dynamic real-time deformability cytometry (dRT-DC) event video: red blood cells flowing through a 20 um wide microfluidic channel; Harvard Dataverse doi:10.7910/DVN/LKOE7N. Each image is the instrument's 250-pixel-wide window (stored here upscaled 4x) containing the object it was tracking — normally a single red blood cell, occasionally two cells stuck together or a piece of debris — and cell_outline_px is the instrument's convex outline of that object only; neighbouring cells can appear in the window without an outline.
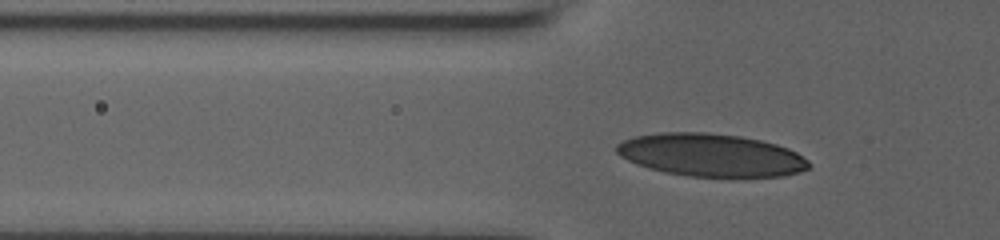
{"species": "human", "species_latin": "Homo sapiens", "temperature_condition": "room temperature", "stored_images_in_passage": 35, "camera_frame_rate_fps": 3000, "um_per_image_px": 0.085, "donor": {"sex": "male"}, "frame": {"image": 1, "passage_image": 6, "time_ms": 1.667, "image_size_px": [1000, 240], "cell_outline_px": [[812, 164], [808, 168], [800, 172], [780, 176], [740, 180], [688, 176], [664, 172], [648, 168], [636, 164], [620, 156], [616, 152], [616, 144], [632, 136], [660, 132], [708, 132], [740, 136], [760, 140], [776, 144], [788, 148], [796, 152], [808, 160]], "centroid_in_image_um": [60.46, 13.22], "position_along_channel_um": 65.3, "area_um2": 49.3}}
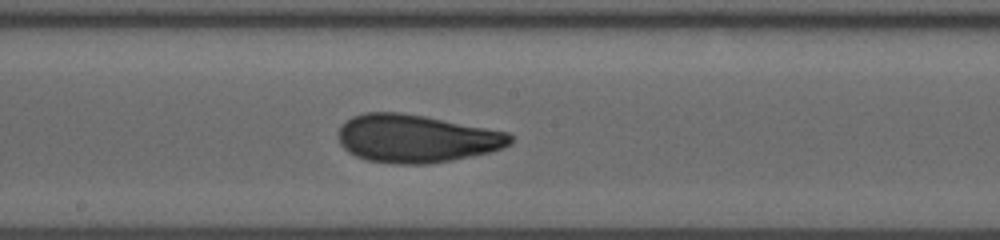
{"frame": {"image": 2, "passage_image": 18, "time_ms": 5.667, "image_size_px": [1000, 240], "cell_outline_px": [[512, 144], [504, 148], [492, 152], [452, 160], [428, 164], [396, 164], [368, 160], [356, 156], [348, 152], [340, 144], [336, 136], [336, 132], [352, 116], [364, 112], [400, 112], [424, 116], [508, 132], [512, 136]], "centroid_in_image_um": [35.38, 11.78], "position_along_channel_um": 212.8, "area_um2": 48.26}}
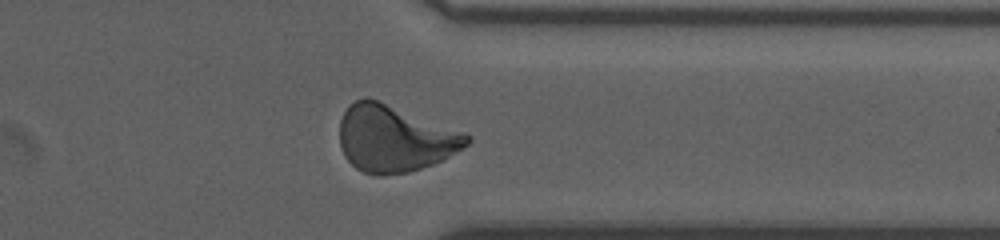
{"frame": {"image": 3, "passage_image": 31, "time_ms": 10.0, "image_size_px": [1000, 240], "cell_outline_px": [[472, 140], [464, 148], [432, 164], [408, 172], [384, 176], [380, 176], [364, 172], [356, 168], [344, 156], [340, 144], [340, 120], [348, 104], [364, 96], [368, 96], [464, 132], [472, 136]], "centroid_in_image_um": [33.52, 11.76], "position_along_channel_um": 377.9, "area_um2": 49.48}, "authors_computed_cell_mechanics": {"area_um2": 47.2804, "velocity_mm_per_s": 3.838, "shape_relaxation_time_tau1_ms": 7.1129, "shape_relaxation_time_tau2_ms": 0.8887, "deformation_change_tau1": 0.2205, "deformation_change_tau2": 0.0777}}